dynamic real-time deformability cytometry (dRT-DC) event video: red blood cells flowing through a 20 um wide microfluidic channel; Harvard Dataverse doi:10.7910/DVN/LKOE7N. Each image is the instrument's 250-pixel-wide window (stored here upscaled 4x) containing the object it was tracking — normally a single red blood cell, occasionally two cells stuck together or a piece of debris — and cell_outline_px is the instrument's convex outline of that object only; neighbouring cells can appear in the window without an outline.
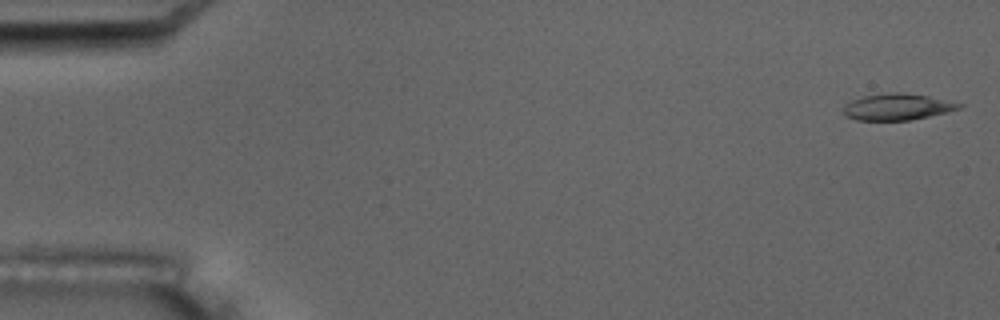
{"species": "common noctule bat (a hibernating species)", "species_latin": "Nyctalus noctula", "temperature_condition": "room temperature", "stored_images_in_passage": 7, "camera_frame_rate_fps": 3000, "um_per_image_px": 0.085, "animal": {"sex": "male", "body_mass_g": 17.5, "forearm_length_mm": 52.3}, "frame": {"image": 1, "passage_image": 1, "time_ms": 0.0, "image_size_px": [1000, 320], "cell_outline_px": [[964, 104], [960, 108], [948, 112], [908, 120], [856, 120], [844, 116], [844, 104], [852, 100], [864, 96], [892, 92], [900, 92], [928, 96]], "centroid_in_image_um": [76.25, 9.08], "position_along_channel_um": 8.8, "area_um2": 17.69}}
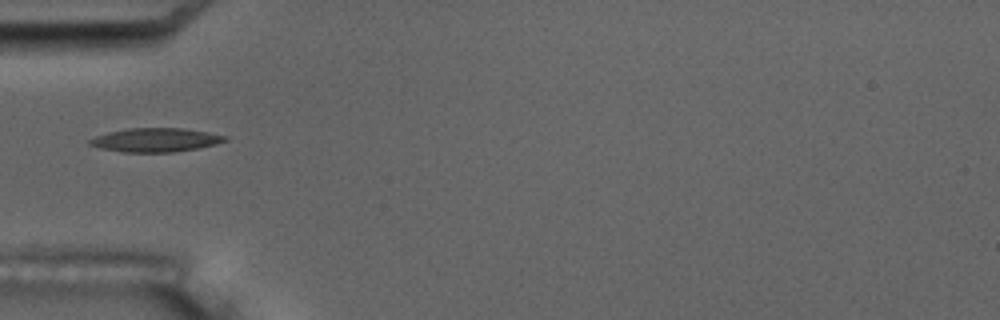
{"frame": {"image": 2, "passage_image": 6, "time_ms": 5.667, "image_size_px": [1000, 320], "cell_outline_px": [[228, 140], [216, 144], [196, 148], [172, 152], [124, 152], [100, 148], [88, 144], [88, 140], [96, 136], [108, 132], [128, 128], [184, 128], [208, 132], [228, 136]], "centroid_in_image_um": [13.23, 11.89], "position_along_channel_um": 71.8, "area_um2": 18.73}}